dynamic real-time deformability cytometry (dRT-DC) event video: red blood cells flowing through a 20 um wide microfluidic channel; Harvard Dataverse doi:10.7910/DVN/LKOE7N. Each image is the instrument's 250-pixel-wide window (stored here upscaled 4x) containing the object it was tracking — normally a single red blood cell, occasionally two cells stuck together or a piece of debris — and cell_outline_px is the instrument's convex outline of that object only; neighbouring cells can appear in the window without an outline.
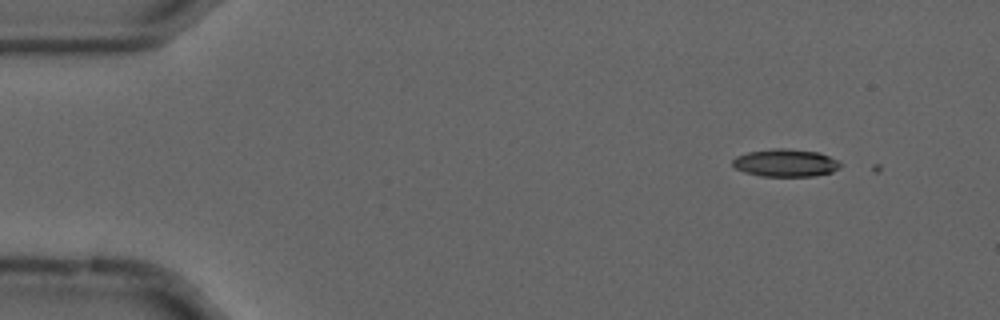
{"species": "common noctule bat (a hibernating species)", "species_latin": "Nyctalus noctula", "temperature_condition": "cold", "stored_images_in_passage": 4, "camera_frame_rate_fps": 3000, "um_per_image_px": 0.085, "animal": {"sex": "male", "forearm_length_mm": 52.5}, "frame": {"image": 1, "passage_image": 3, "time_ms": 0.667, "image_size_px": [1000, 320], "cell_outline_px": [[840, 168], [832, 172], [816, 176], [760, 176], [744, 172], [736, 168], [732, 164], [732, 160], [736, 156], [748, 152], [772, 148], [784, 148], [820, 152], [836, 160], [840, 164]], "centroid_in_image_um": [66.76, 13.84], "position_along_channel_um": 18.2, "area_um2": 17.4}}